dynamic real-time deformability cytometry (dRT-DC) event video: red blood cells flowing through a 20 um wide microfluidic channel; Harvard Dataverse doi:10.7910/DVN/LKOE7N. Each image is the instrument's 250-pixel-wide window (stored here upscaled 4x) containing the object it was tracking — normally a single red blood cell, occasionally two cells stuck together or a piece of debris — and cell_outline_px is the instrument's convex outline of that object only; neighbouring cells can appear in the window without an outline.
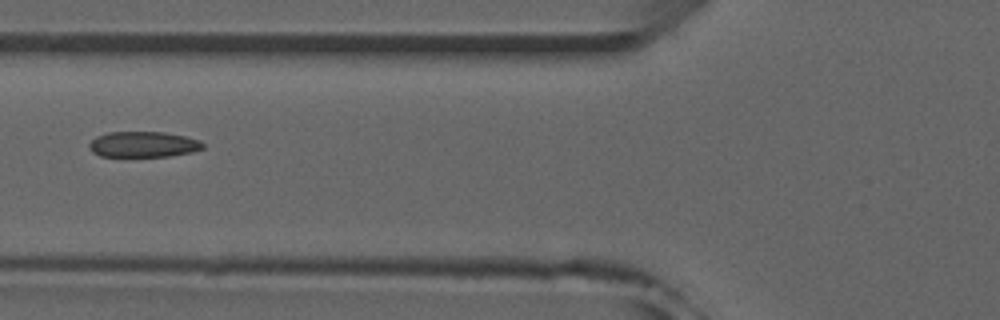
{"species": "common noctule bat (a hibernating species)", "species_latin": "Nyctalus noctula", "temperature_condition": "room temperature", "stored_images_in_passage": 45, "camera_frame_rate_fps": 3000, "um_per_image_px": 0.085, "animal": {"sex": "male", "forearm_length_mm": 52.5}, "frame": {"image": 1, "passage_image": 15, "time_ms": 4.667, "image_size_px": [1000, 320], "cell_outline_px": [[204, 148], [192, 152], [168, 156], [100, 156], [92, 152], [88, 148], [88, 144], [96, 136], [108, 132], [164, 132], [184, 136], [200, 140], [204, 144]], "centroid_in_image_um": [12.16, 12.27], "position_along_channel_um": 113.6, "area_um2": 17.05}, "authors_computed_cell_mechanics": {"area_um2": 17.5712, "velocity_mm_per_s": 3.9557, "shape_relaxation_time_tau1_ms": null, "shape_relaxation_time_tau2_ms": 1.8473, "deformation_change_tau1": null, "deformation_change_tau2": 0.0793}}